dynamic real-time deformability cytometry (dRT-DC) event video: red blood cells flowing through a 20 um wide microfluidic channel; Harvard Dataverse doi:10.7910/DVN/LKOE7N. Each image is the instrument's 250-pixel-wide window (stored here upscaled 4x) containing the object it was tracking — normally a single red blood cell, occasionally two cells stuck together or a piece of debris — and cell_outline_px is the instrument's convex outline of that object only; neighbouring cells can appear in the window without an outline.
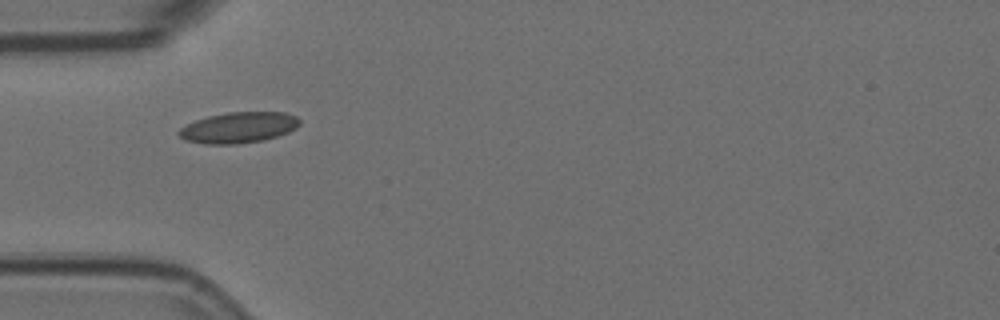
{"species": "Egyptian fruit bat (a non-hibernating species)", "species_latin": "Rousettus aegyptiacus", "temperature_condition": "room temperature", "stored_images_in_passage": 10, "camera_frame_rate_fps": 3000, "um_per_image_px": 0.085, "animal": {"sex": "female"}, "frame": {"image": 1, "passage_image": 1, "time_ms": 0.0, "image_size_px": [1000, 320], "cell_outline_px": [[300, 124], [296, 128], [288, 132], [264, 140], [236, 144], [204, 144], [184, 140], [176, 132], [180, 128], [196, 120], [208, 116], [228, 112], [284, 112], [296, 116], [300, 120]], "centroid_in_image_um": [20.27, 10.84], "position_along_channel_um": 64.7, "area_um2": 21.73}}
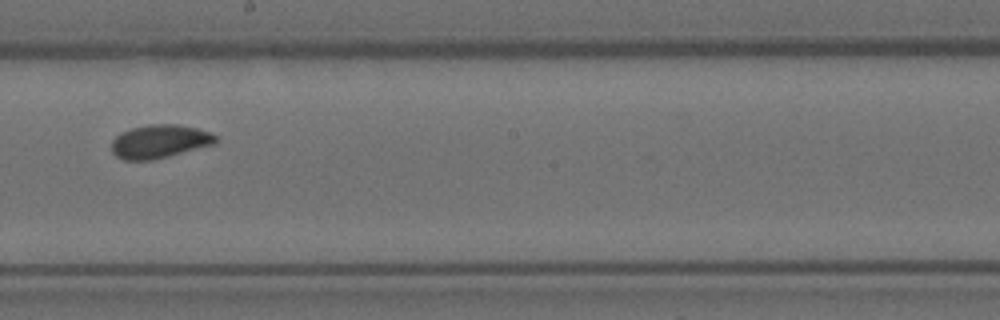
{"frame": {"image": 2, "passage_image": 5, "time_ms": 1.333, "image_size_px": [1000, 320], "cell_outline_px": [[220, 140], [216, 144], [152, 160], [124, 160], [116, 156], [112, 152], [112, 140], [116, 136], [132, 128], [148, 124], [176, 124], [196, 128], [212, 132]], "centroid_in_image_um": [13.61, 12.02], "position_along_channel_um": 234.6, "area_um2": 20.35}}
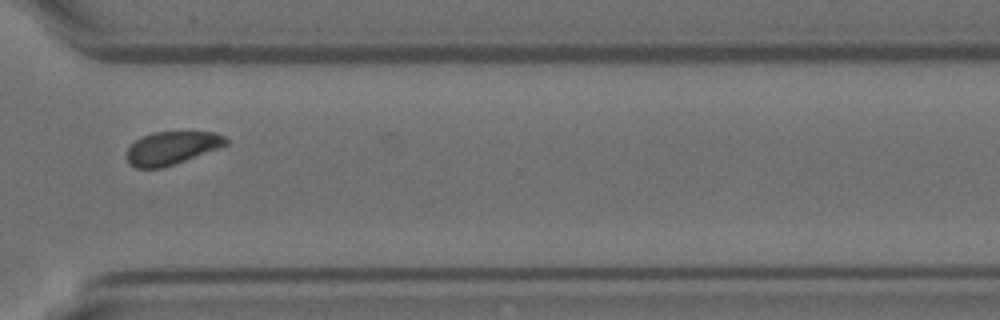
{"frame": {"image": 3, "passage_image": 8, "time_ms": 2.333, "image_size_px": [1000, 320], "cell_outline_px": [[228, 144], [220, 148], [160, 168], [136, 168], [128, 160], [128, 148], [136, 140], [152, 132], [216, 132], [224, 136], [228, 140]], "centroid_in_image_um": [14.64, 12.56], "position_along_channel_um": 356.0, "area_um2": 18.73}}